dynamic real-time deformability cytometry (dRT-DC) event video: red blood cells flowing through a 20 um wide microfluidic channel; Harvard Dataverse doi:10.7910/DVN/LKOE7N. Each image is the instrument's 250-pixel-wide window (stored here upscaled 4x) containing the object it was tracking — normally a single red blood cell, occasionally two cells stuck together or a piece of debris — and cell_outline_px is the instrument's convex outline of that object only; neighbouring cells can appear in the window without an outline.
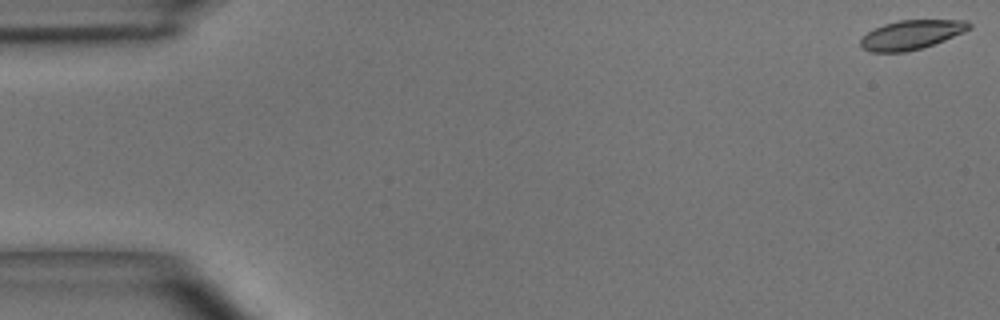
{"species": "common noctule bat (a hibernating species)", "species_latin": "Nyctalus noctula", "temperature_condition": "room temperature", "stored_images_in_passage": 9, "camera_frame_rate_fps": 3000, "um_per_image_px": 0.085, "animal": {"sex": "male", "body_mass_g": 15.6}, "frame": {"image": 1, "passage_image": 1, "time_ms": 0.0, "image_size_px": [1000, 320], "cell_outline_px": [[972, 28], [964, 32], [944, 40], [920, 48], [904, 52], [868, 52], [860, 44], [860, 40], [868, 32], [884, 24], [900, 20], [968, 20], [972, 24]], "centroid_in_image_um": [77.49, 2.94], "position_along_channel_um": 7.5, "area_um2": 18.32}}